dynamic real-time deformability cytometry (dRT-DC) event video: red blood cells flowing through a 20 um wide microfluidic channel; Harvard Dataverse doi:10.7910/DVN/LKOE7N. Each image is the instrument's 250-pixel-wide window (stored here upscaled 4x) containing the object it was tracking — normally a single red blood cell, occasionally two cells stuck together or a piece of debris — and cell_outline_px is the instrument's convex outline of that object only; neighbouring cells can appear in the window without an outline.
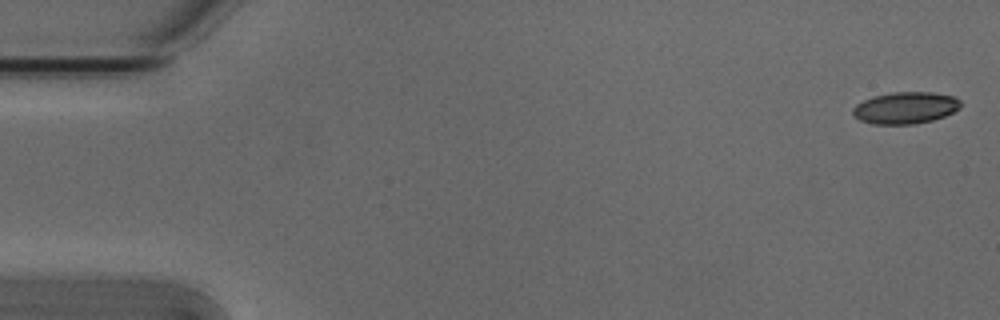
{"species": "Egyptian fruit bat (a non-hibernating species)", "species_latin": "Rousettus aegyptiacus", "temperature_condition": "cold", "stored_images_in_passage": 5, "camera_frame_rate_fps": 3000, "um_per_image_px": 0.085, "animal": {"sex": "male"}, "frame": {"image": 1, "passage_image": 1, "time_ms": 0.0, "image_size_px": [1000, 320], "cell_outline_px": [[960, 108], [944, 116], [932, 120], [912, 124], [872, 124], [860, 120], [852, 112], [852, 108], [856, 104], [872, 96], [892, 92], [932, 92], [952, 96], [960, 100]], "centroid_in_image_um": [76.94, 9.16], "position_along_channel_um": 8.1, "area_um2": 19.88}}